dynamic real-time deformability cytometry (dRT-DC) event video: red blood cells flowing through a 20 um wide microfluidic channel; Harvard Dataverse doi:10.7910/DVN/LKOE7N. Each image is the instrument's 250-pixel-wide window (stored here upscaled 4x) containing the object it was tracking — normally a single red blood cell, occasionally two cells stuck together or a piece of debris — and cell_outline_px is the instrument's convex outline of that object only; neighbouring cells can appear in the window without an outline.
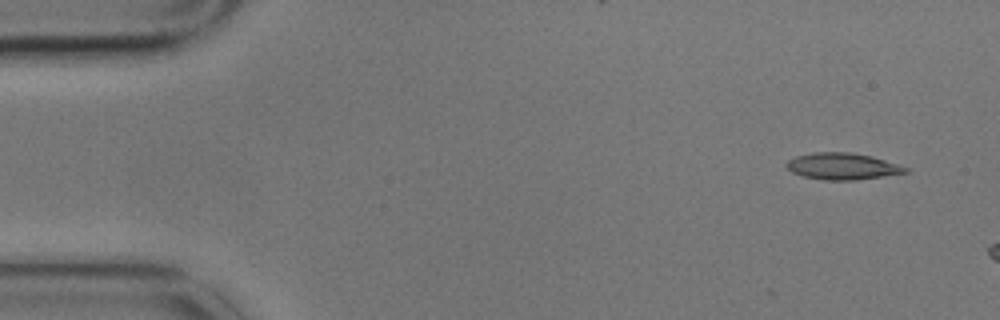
{"species": "common noctule bat (a hibernating species)", "species_latin": "Nyctalus noctula", "temperature_condition": "cold", "stored_images_in_passage": 3, "camera_frame_rate_fps": 3000, "um_per_image_px": 0.085, "animal": {"sex": "male", "body_mass_g": 17.9}, "frame": {"image": 1, "passage_image": 1, "time_ms": 0.0, "image_size_px": [1000, 320], "cell_outline_px": [[912, 168], [908, 172], [856, 180], [824, 180], [804, 176], [792, 172], [784, 164], [788, 160], [796, 156], [812, 152], [852, 152], [872, 156]], "centroid_in_image_um": [71.63, 14.12], "position_along_channel_um": 13.4, "area_um2": 18.55}}